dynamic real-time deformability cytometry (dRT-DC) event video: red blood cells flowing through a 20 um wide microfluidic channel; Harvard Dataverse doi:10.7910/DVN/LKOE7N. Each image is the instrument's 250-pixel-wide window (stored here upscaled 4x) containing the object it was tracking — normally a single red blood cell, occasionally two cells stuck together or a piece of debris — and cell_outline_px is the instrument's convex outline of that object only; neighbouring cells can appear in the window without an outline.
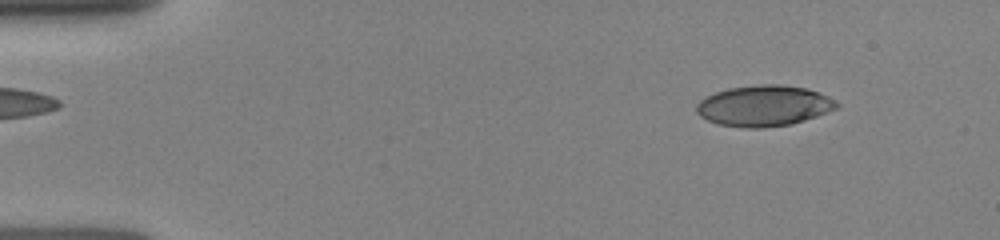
{"species": "human", "species_latin": "Homo sapiens", "temperature_condition": "room temperature", "stored_images_in_passage": 9, "camera_frame_rate_fps": 3000, "um_per_image_px": 0.085, "donor": {"sex": "female"}, "frame": {"image": 1, "passage_image": 2, "time_ms": 1.0, "image_size_px": [1000, 240], "cell_outline_px": [[840, 104], [836, 108], [816, 116], [792, 124], [764, 128], [744, 128], [720, 124], [708, 120], [700, 116], [696, 112], [696, 104], [700, 100], [716, 92], [728, 88], [760, 84], [780, 84], [808, 88], [828, 96], [836, 100]], "centroid_in_image_um": [64.94, 8.99], "position_along_channel_um": 20.1, "area_um2": 33.41}}
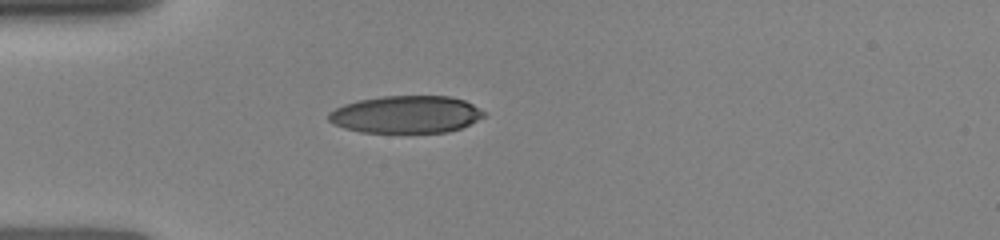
{"frame": {"image": 2, "passage_image": 7, "time_ms": 3.667, "image_size_px": [1000, 240], "cell_outline_px": [[484, 116], [460, 128], [448, 132], [360, 132], [344, 128], [332, 124], [328, 120], [328, 112], [344, 104], [360, 100], [384, 96], [448, 96], [464, 100], [472, 104], [484, 112]], "centroid_in_image_um": [34.47, 9.73], "position_along_channel_um": 50.5, "area_um2": 33.58}}
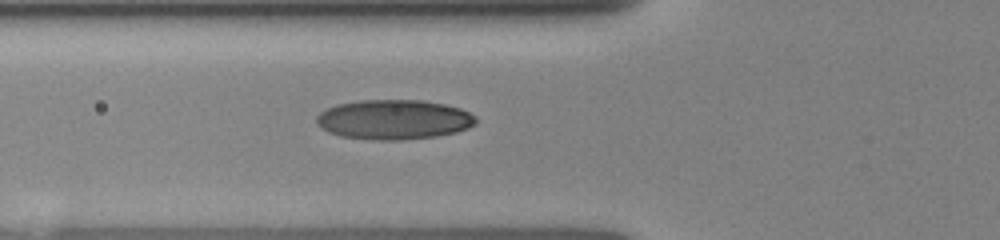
{"frame": {"image": 3, "passage_image": 9, "time_ms": 5.0, "image_size_px": [1000, 240], "cell_outline_px": [[476, 124], [468, 128], [456, 132], [436, 136], [400, 140], [372, 140], [340, 136], [328, 132], [316, 124], [316, 116], [320, 112], [336, 104], [360, 100], [424, 100], [444, 104], [460, 108], [476, 116]], "centroid_in_image_um": [33.46, 10.16], "position_along_channel_um": 92.3, "area_um2": 37.11}}